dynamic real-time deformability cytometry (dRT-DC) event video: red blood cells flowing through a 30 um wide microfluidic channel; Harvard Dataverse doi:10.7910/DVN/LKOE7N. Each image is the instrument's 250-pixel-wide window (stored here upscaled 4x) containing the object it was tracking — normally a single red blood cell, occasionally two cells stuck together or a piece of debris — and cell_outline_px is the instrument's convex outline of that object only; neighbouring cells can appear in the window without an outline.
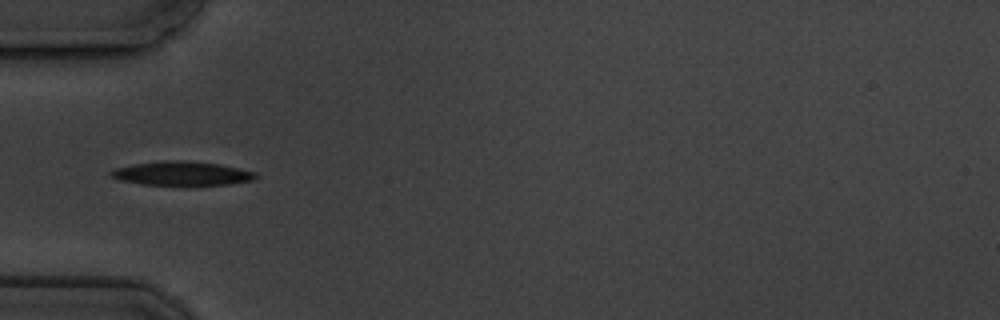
{"species": "common noctule bat (a hibernating species)", "species_latin": "Nyctalus noctula", "temperature_condition": "cold", "stored_images_in_passage": 1, "camera_frame_rate_fps": 3000, "um_per_image_px": 0.085, "animal": {"sex": "male", "body_mass_g": 19.5, "forearm_length_mm": 54.6}, "frame": {"image": 1, "passage_image": 1, "time_ms": 0.0, "image_size_px": [1000, 320], "cell_outline_px": [[256, 176], [252, 180], [228, 184], [144, 184], [120, 180], [112, 176], [108, 172], [116, 168], [132, 164], [164, 160], [188, 160], [220, 164], [240, 168], [256, 172]], "centroid_in_image_um": [15.45, 14.71], "position_along_channel_um": 69.5, "area_um2": 19.94}}